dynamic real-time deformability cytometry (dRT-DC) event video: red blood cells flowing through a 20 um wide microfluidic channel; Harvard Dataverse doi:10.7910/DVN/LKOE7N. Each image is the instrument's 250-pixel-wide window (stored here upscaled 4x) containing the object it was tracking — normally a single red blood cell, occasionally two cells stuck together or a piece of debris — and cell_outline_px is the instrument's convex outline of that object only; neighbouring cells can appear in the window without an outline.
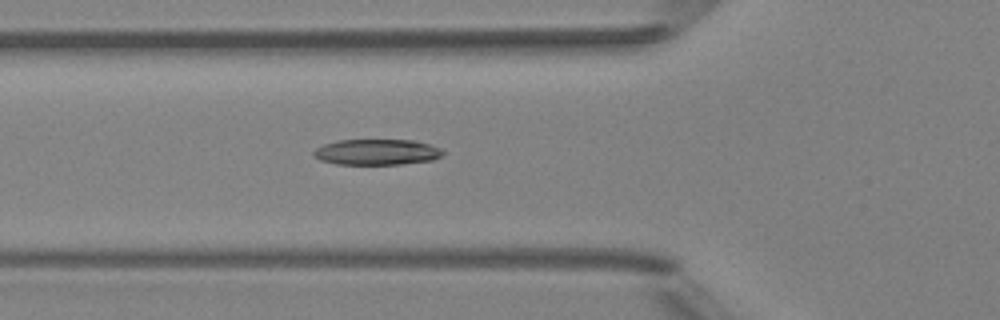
{"species": "Egyptian fruit bat (a non-hibernating species)", "species_latin": "Rousettus aegyptiacus", "temperature_condition": "room temperature", "stored_images_in_passage": 5, "camera_frame_rate_fps": 3000, "um_per_image_px": 0.085, "animal": {"sex": "female"}, "frame": {"image": 1, "passage_image": 5, "time_ms": 4.667, "image_size_px": [1000, 320], "cell_outline_px": [[444, 156], [432, 160], [400, 164], [336, 164], [320, 160], [312, 156], [312, 152], [316, 148], [324, 144], [336, 140], [416, 140], [440, 148], [444, 152]], "centroid_in_image_um": [32.02, 12.92], "position_along_channel_um": 93.8, "area_um2": 19.54}}